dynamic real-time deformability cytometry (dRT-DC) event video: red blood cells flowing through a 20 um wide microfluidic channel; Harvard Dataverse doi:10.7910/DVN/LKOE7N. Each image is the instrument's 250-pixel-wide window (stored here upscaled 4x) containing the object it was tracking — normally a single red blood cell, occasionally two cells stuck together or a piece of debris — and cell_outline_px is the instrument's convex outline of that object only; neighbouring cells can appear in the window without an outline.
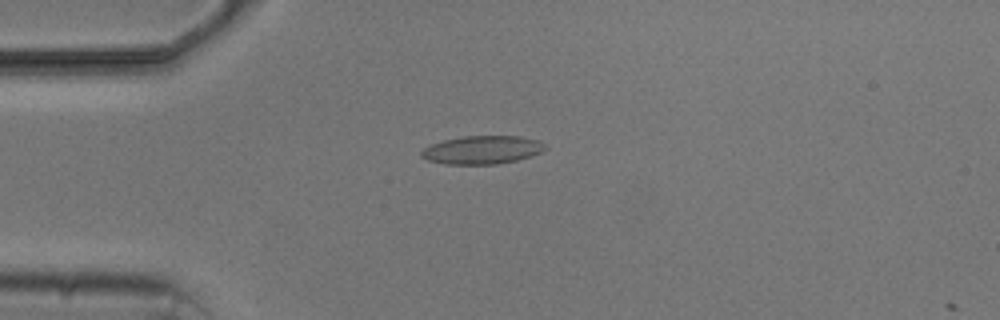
{"species": "common noctule bat (a hibernating species)", "species_latin": "Nyctalus noctula", "temperature_condition": "cold", "stored_images_in_passage": 5, "camera_frame_rate_fps": 3000, "um_per_image_px": 0.085, "animal": {"sex": "male", "body_mass_g": 20.5, "forearm_length_mm": 52.5}, "frame": {"image": 1, "passage_image": 4, "time_ms": 3.667, "image_size_px": [1000, 320], "cell_outline_px": [[544, 148], [540, 152], [532, 156], [516, 160], [496, 164], [444, 164], [428, 160], [420, 156], [420, 152], [424, 148], [432, 144], [444, 140], [464, 136], [516, 136], [540, 140], [544, 144]], "centroid_in_image_um": [40.96, 12.74], "position_along_channel_um": 44.0, "area_um2": 20.23}}